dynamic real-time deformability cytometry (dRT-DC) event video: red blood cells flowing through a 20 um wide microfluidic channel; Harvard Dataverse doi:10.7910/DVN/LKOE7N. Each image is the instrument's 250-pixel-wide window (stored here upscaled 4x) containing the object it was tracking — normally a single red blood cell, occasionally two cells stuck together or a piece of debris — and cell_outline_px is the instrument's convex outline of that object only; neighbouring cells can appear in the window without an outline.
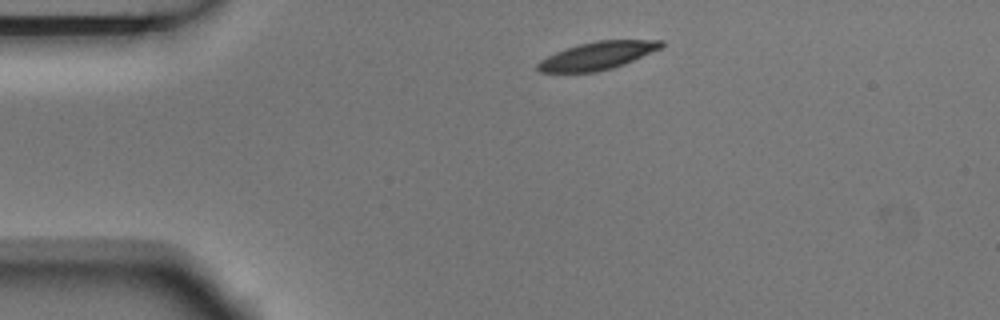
{"species": "Egyptian fruit bat (a non-hibernating species)", "species_latin": "Rousettus aegyptiacus", "temperature_condition": "room temperature", "stored_images_in_passage": 4, "camera_frame_rate_fps": 3000, "um_per_image_px": 0.085, "animal": {"sex": "male"}, "frame": {"image": 1, "passage_image": 1, "time_ms": 0.0, "image_size_px": [1000, 320], "cell_outline_px": [[664, 44], [660, 48], [624, 64], [612, 68], [596, 72], [540, 72], [536, 68], [536, 64], [540, 60], [556, 52], [580, 44], [596, 40], [664, 40]], "centroid_in_image_um": [50.77, 4.73], "position_along_channel_um": 34.2, "area_um2": 19.77}}
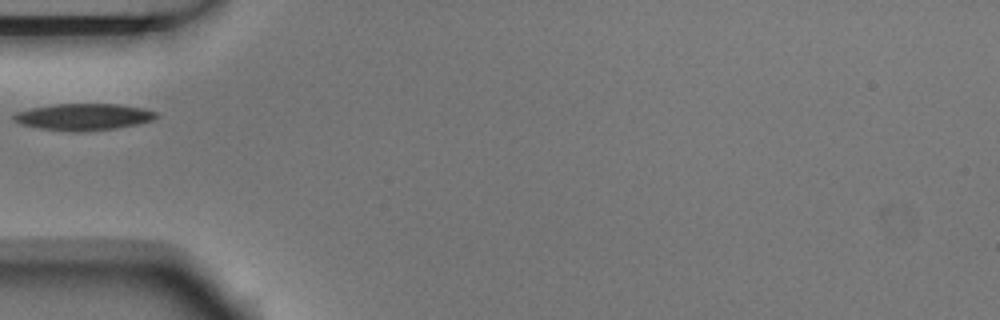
{"frame": {"image": 2, "passage_image": 3, "time_ms": 0.667, "image_size_px": [1000, 320], "cell_outline_px": [[160, 116], [156, 120], [140, 124], [116, 128], [80, 132], [72, 132], [40, 128], [20, 124], [12, 120], [12, 116], [16, 112], [32, 108], [56, 104], [116, 104], [144, 108], [156, 112]], "centroid_in_image_um": [7.15, 9.94], "position_along_channel_um": 77.9, "area_um2": 22.37}}
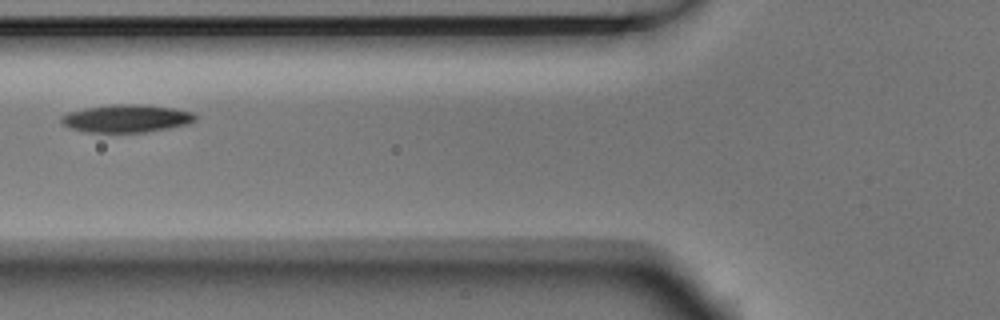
{"frame": {"image": 3, "passage_image": 4, "time_ms": 1.0, "image_size_px": [1000, 320], "cell_outline_px": [[196, 120], [188, 124], [168, 128], [144, 132], [88, 132], [72, 128], [64, 124], [60, 120], [60, 116], [68, 112], [84, 108], [112, 104], [144, 104], [172, 108], [192, 112], [196, 116]], "centroid_in_image_um": [10.75, 10.06], "position_along_channel_um": 115.1, "area_um2": 21.62}}